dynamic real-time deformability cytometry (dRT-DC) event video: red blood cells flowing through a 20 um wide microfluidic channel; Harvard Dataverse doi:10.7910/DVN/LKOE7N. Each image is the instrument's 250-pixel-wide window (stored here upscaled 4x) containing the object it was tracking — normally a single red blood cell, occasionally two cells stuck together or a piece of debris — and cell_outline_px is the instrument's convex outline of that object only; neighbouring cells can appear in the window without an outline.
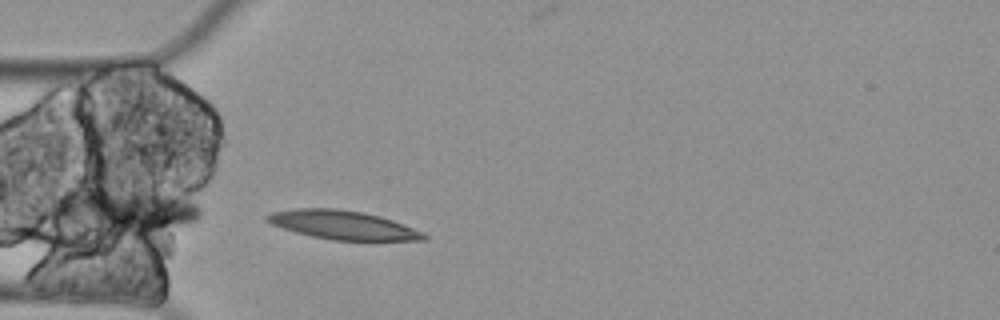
{"species": "Egyptian fruit bat (a non-hibernating species)", "species_latin": "Rousettus aegyptiacus", "temperature_condition": "cold", "stored_images_in_passage": 2, "camera_frame_rate_fps": 3000, "um_per_image_px": 0.085, "animal": {"sex": "female"}, "frame": {"image": 1, "passage_image": 2, "time_ms": 0.333, "image_size_px": [1000, 320], "cell_outline_px": [[428, 240], [332, 240], [312, 236], [296, 232], [272, 224], [264, 220], [264, 216], [272, 212], [296, 208], [336, 208], [364, 212], [380, 216], [392, 220], [424, 232], [428, 236]], "centroid_in_image_um": [29.14, 19.11], "position_along_channel_um": 55.9, "area_um2": 26.24}}